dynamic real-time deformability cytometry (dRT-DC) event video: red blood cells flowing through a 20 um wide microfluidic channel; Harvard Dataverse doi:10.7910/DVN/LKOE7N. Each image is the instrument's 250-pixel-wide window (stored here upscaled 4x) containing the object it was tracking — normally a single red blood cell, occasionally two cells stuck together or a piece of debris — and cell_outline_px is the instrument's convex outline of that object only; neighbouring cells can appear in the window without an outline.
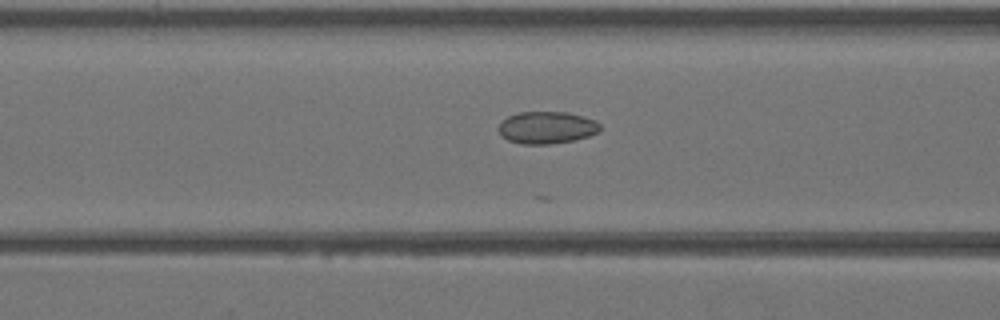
{"species": "Egyptian fruit bat (a non-hibernating species)", "species_latin": "Rousettus aegyptiacus", "temperature_condition": "warm", "stored_images_in_passage": 16, "camera_frame_rate_fps": 3000, "um_per_image_px": 0.085, "animal": {"sex": "female"}, "frame": {"image": 1, "passage_image": 14, "time_ms": 4.333, "image_size_px": [1000, 320], "cell_outline_px": [[600, 132], [588, 136], [572, 140], [548, 144], [520, 144], [508, 140], [496, 128], [508, 116], [520, 112], [568, 112], [596, 120], [600, 124]], "centroid_in_image_um": [46.49, 10.84], "position_along_channel_um": 120.1, "area_um2": 18.96}}